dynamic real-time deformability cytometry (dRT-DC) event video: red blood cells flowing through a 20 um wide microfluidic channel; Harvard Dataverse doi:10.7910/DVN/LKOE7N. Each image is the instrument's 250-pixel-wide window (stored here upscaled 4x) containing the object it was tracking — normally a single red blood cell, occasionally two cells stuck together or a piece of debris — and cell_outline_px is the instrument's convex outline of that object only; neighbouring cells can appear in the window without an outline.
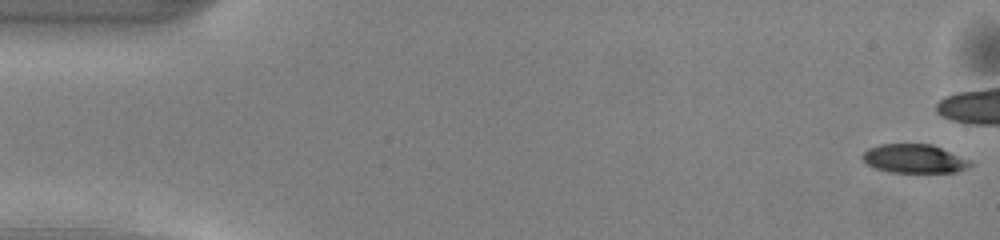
{"species": "common noctule bat (a hibernating species)", "species_latin": "Nyctalus noctula", "temperature_condition": "warm", "stored_images_in_passage": 19, "camera_frame_rate_fps": 3000, "um_per_image_px": 0.085, "animal": {"sex": "male", "body_mass_g": 13.0, "forearm_length_mm": 53.1}, "frame": {"image": 1, "passage_image": 1, "time_ms": 0.0, "image_size_px": [1000, 240], "cell_outline_px": [[972, 164], [968, 168], [956, 172], [888, 172], [876, 168], [868, 164], [860, 156], [868, 148], [880, 144], [932, 144], [972, 160]], "centroid_in_image_um": [77.74, 13.48], "position_along_channel_um": 7.3, "area_um2": 18.15}}